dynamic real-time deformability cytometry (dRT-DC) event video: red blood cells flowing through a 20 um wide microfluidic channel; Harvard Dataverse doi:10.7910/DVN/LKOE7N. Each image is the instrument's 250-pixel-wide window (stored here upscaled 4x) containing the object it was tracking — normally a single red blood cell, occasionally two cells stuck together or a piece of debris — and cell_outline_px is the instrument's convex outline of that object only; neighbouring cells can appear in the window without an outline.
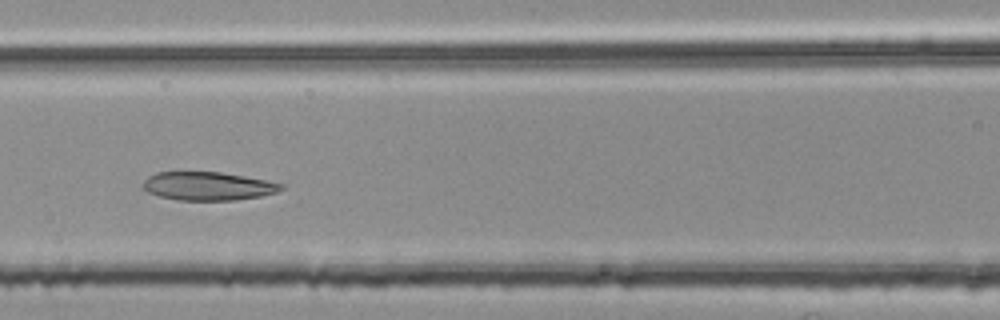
{"species": "common noctule bat (a hibernating species)", "species_latin": "Nyctalus noctula", "temperature_condition": "room temperature", "stored_images_in_passage": 37, "camera_frame_rate_fps": 3000, "um_per_image_px": 0.085, "animal": {"sex": "female", "body_mass_g": 25.1}, "frame": {"image": 1, "passage_image": 11, "time_ms": 3.333, "image_size_px": [1000, 320], "cell_outline_px": [[284, 188], [276, 192], [260, 196], [236, 200], [180, 200], [160, 196], [148, 192], [144, 188], [144, 180], [148, 176], [156, 172], [220, 172], [244, 176], [284, 184]], "centroid_in_image_um": [17.68, 15.81], "position_along_channel_um": 148.9, "area_um2": 22.66}}
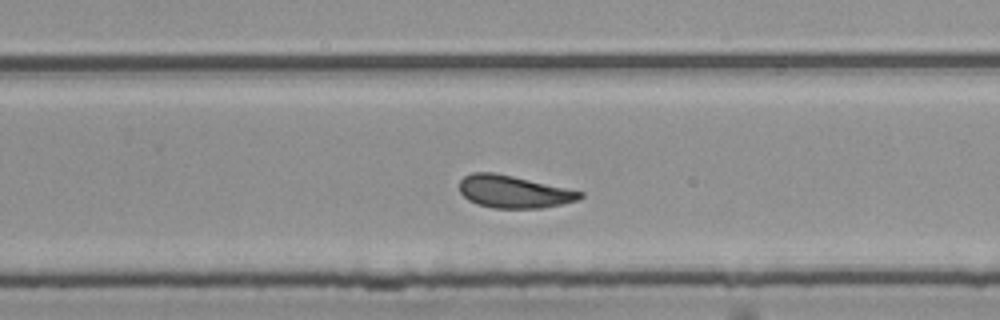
{"frame": {"image": 2, "passage_image": 22, "time_ms": 7.0, "image_size_px": [1000, 320], "cell_outline_px": [[584, 196], [576, 200], [560, 204], [540, 208], [492, 208], [476, 204], [468, 200], [460, 192], [460, 180], [464, 176], [472, 172], [492, 172], [512, 176], [584, 192]], "centroid_in_image_um": [43.62, 16.3], "position_along_channel_um": 286.2, "area_um2": 22.6}}
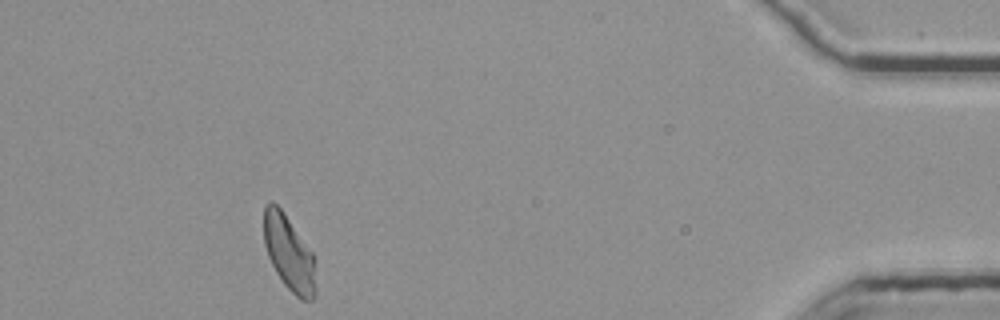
{"frame": {"image": 3, "passage_image": 37, "time_ms": 12.0, "image_size_px": [1000, 320], "cell_outline_px": [[316, 296], [312, 300], [300, 300], [284, 284], [276, 272], [268, 256], [264, 244], [264, 204], [268, 200], [272, 200], [280, 208], [312, 252], [316, 288]], "centroid_in_image_um": [24.54, 21.52], "position_along_channel_um": 410.7, "area_um2": 22.54}, "authors_computed_cell_mechanics": {"area_um2": 22.8888, "velocity_mm_per_s": 3.7565, "shape_relaxation_time_tau1_ms": null, "shape_relaxation_time_tau2_ms": 3.5074, "deformation_change_tau1": null, "deformation_change_tau2": 0.1068}}